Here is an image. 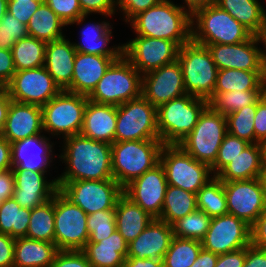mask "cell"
Listing matches in <instances>:
<instances>
[{"mask_svg": "<svg viewBox=\"0 0 266 267\" xmlns=\"http://www.w3.org/2000/svg\"><path fill=\"white\" fill-rule=\"evenodd\" d=\"M15 178L12 169L0 171V204L13 196Z\"/></svg>", "mask_w": 266, "mask_h": 267, "instance_id": "cell-59", "label": "cell"}, {"mask_svg": "<svg viewBox=\"0 0 266 267\" xmlns=\"http://www.w3.org/2000/svg\"><path fill=\"white\" fill-rule=\"evenodd\" d=\"M201 249L200 241L174 236L163 257L164 267H190Z\"/></svg>", "mask_w": 266, "mask_h": 267, "instance_id": "cell-42", "label": "cell"}, {"mask_svg": "<svg viewBox=\"0 0 266 267\" xmlns=\"http://www.w3.org/2000/svg\"><path fill=\"white\" fill-rule=\"evenodd\" d=\"M88 242H100L108 238L116 230L115 209L98 211L88 215Z\"/></svg>", "mask_w": 266, "mask_h": 267, "instance_id": "cell-45", "label": "cell"}, {"mask_svg": "<svg viewBox=\"0 0 266 267\" xmlns=\"http://www.w3.org/2000/svg\"><path fill=\"white\" fill-rule=\"evenodd\" d=\"M12 169L11 144L0 135V171Z\"/></svg>", "mask_w": 266, "mask_h": 267, "instance_id": "cell-60", "label": "cell"}, {"mask_svg": "<svg viewBox=\"0 0 266 267\" xmlns=\"http://www.w3.org/2000/svg\"><path fill=\"white\" fill-rule=\"evenodd\" d=\"M15 72L11 50L0 48V83L6 87Z\"/></svg>", "mask_w": 266, "mask_h": 267, "instance_id": "cell-56", "label": "cell"}, {"mask_svg": "<svg viewBox=\"0 0 266 267\" xmlns=\"http://www.w3.org/2000/svg\"><path fill=\"white\" fill-rule=\"evenodd\" d=\"M8 0H0V20L4 17L7 12Z\"/></svg>", "mask_w": 266, "mask_h": 267, "instance_id": "cell-67", "label": "cell"}, {"mask_svg": "<svg viewBox=\"0 0 266 267\" xmlns=\"http://www.w3.org/2000/svg\"><path fill=\"white\" fill-rule=\"evenodd\" d=\"M253 35L261 36L266 28V12L258 0H215Z\"/></svg>", "mask_w": 266, "mask_h": 267, "instance_id": "cell-33", "label": "cell"}, {"mask_svg": "<svg viewBox=\"0 0 266 267\" xmlns=\"http://www.w3.org/2000/svg\"><path fill=\"white\" fill-rule=\"evenodd\" d=\"M88 96L61 90L42 106L43 130L64 138L80 134Z\"/></svg>", "mask_w": 266, "mask_h": 267, "instance_id": "cell-10", "label": "cell"}, {"mask_svg": "<svg viewBox=\"0 0 266 267\" xmlns=\"http://www.w3.org/2000/svg\"><path fill=\"white\" fill-rule=\"evenodd\" d=\"M59 191L87 215L115 209L123 188L114 180H79L57 184Z\"/></svg>", "mask_w": 266, "mask_h": 267, "instance_id": "cell-12", "label": "cell"}, {"mask_svg": "<svg viewBox=\"0 0 266 267\" xmlns=\"http://www.w3.org/2000/svg\"><path fill=\"white\" fill-rule=\"evenodd\" d=\"M44 2L57 14V16L67 25L81 24L86 19L79 0H44Z\"/></svg>", "mask_w": 266, "mask_h": 267, "instance_id": "cell-48", "label": "cell"}, {"mask_svg": "<svg viewBox=\"0 0 266 267\" xmlns=\"http://www.w3.org/2000/svg\"><path fill=\"white\" fill-rule=\"evenodd\" d=\"M44 0H8L7 11L20 22L28 25L29 19Z\"/></svg>", "mask_w": 266, "mask_h": 267, "instance_id": "cell-49", "label": "cell"}, {"mask_svg": "<svg viewBox=\"0 0 266 267\" xmlns=\"http://www.w3.org/2000/svg\"><path fill=\"white\" fill-rule=\"evenodd\" d=\"M50 267H92L81 250H59Z\"/></svg>", "mask_w": 266, "mask_h": 267, "instance_id": "cell-50", "label": "cell"}, {"mask_svg": "<svg viewBox=\"0 0 266 267\" xmlns=\"http://www.w3.org/2000/svg\"><path fill=\"white\" fill-rule=\"evenodd\" d=\"M162 0H115V5L124 12L125 22H129L140 12L146 11L150 7L160 3Z\"/></svg>", "mask_w": 266, "mask_h": 267, "instance_id": "cell-51", "label": "cell"}, {"mask_svg": "<svg viewBox=\"0 0 266 267\" xmlns=\"http://www.w3.org/2000/svg\"><path fill=\"white\" fill-rule=\"evenodd\" d=\"M261 187L263 188L265 194H266V162L263 163L261 172L259 173L258 177Z\"/></svg>", "mask_w": 266, "mask_h": 267, "instance_id": "cell-65", "label": "cell"}, {"mask_svg": "<svg viewBox=\"0 0 266 267\" xmlns=\"http://www.w3.org/2000/svg\"><path fill=\"white\" fill-rule=\"evenodd\" d=\"M119 58L77 52L71 85L66 91L89 96L110 65Z\"/></svg>", "mask_w": 266, "mask_h": 267, "instance_id": "cell-25", "label": "cell"}, {"mask_svg": "<svg viewBox=\"0 0 266 267\" xmlns=\"http://www.w3.org/2000/svg\"><path fill=\"white\" fill-rule=\"evenodd\" d=\"M6 90L15 102L41 107L61 91L44 66L16 71Z\"/></svg>", "mask_w": 266, "mask_h": 267, "instance_id": "cell-15", "label": "cell"}, {"mask_svg": "<svg viewBox=\"0 0 266 267\" xmlns=\"http://www.w3.org/2000/svg\"><path fill=\"white\" fill-rule=\"evenodd\" d=\"M77 51L65 36L46 44L44 67L61 90L71 85Z\"/></svg>", "mask_w": 266, "mask_h": 267, "instance_id": "cell-27", "label": "cell"}, {"mask_svg": "<svg viewBox=\"0 0 266 267\" xmlns=\"http://www.w3.org/2000/svg\"><path fill=\"white\" fill-rule=\"evenodd\" d=\"M46 44L32 36L17 41L11 49L15 70L44 66Z\"/></svg>", "mask_w": 266, "mask_h": 267, "instance_id": "cell-38", "label": "cell"}, {"mask_svg": "<svg viewBox=\"0 0 266 267\" xmlns=\"http://www.w3.org/2000/svg\"><path fill=\"white\" fill-rule=\"evenodd\" d=\"M88 215L59 190L54 194V243L58 250H82L89 240Z\"/></svg>", "mask_w": 266, "mask_h": 267, "instance_id": "cell-13", "label": "cell"}, {"mask_svg": "<svg viewBox=\"0 0 266 267\" xmlns=\"http://www.w3.org/2000/svg\"><path fill=\"white\" fill-rule=\"evenodd\" d=\"M15 238L0 233V267H14Z\"/></svg>", "mask_w": 266, "mask_h": 267, "instance_id": "cell-55", "label": "cell"}, {"mask_svg": "<svg viewBox=\"0 0 266 267\" xmlns=\"http://www.w3.org/2000/svg\"><path fill=\"white\" fill-rule=\"evenodd\" d=\"M185 94L178 60L142 75V96L156 108Z\"/></svg>", "mask_w": 266, "mask_h": 267, "instance_id": "cell-20", "label": "cell"}, {"mask_svg": "<svg viewBox=\"0 0 266 267\" xmlns=\"http://www.w3.org/2000/svg\"><path fill=\"white\" fill-rule=\"evenodd\" d=\"M210 221L211 217L196 209L172 224L173 235L201 242L209 229Z\"/></svg>", "mask_w": 266, "mask_h": 267, "instance_id": "cell-43", "label": "cell"}, {"mask_svg": "<svg viewBox=\"0 0 266 267\" xmlns=\"http://www.w3.org/2000/svg\"><path fill=\"white\" fill-rule=\"evenodd\" d=\"M6 89V87L0 83V94Z\"/></svg>", "mask_w": 266, "mask_h": 267, "instance_id": "cell-69", "label": "cell"}, {"mask_svg": "<svg viewBox=\"0 0 266 267\" xmlns=\"http://www.w3.org/2000/svg\"><path fill=\"white\" fill-rule=\"evenodd\" d=\"M228 214L252 225L266 206V194L258 178L223 181Z\"/></svg>", "mask_w": 266, "mask_h": 267, "instance_id": "cell-17", "label": "cell"}, {"mask_svg": "<svg viewBox=\"0 0 266 267\" xmlns=\"http://www.w3.org/2000/svg\"><path fill=\"white\" fill-rule=\"evenodd\" d=\"M266 91H231L213 93L208 99V105L224 116L243 107L255 104Z\"/></svg>", "mask_w": 266, "mask_h": 267, "instance_id": "cell-41", "label": "cell"}, {"mask_svg": "<svg viewBox=\"0 0 266 267\" xmlns=\"http://www.w3.org/2000/svg\"><path fill=\"white\" fill-rule=\"evenodd\" d=\"M112 27L109 22L90 23L81 31L82 42L73 43L77 52L94 54L105 57H121L123 55V45L108 48L107 44L112 38Z\"/></svg>", "mask_w": 266, "mask_h": 267, "instance_id": "cell-32", "label": "cell"}, {"mask_svg": "<svg viewBox=\"0 0 266 267\" xmlns=\"http://www.w3.org/2000/svg\"><path fill=\"white\" fill-rule=\"evenodd\" d=\"M256 109L257 102L228 114L226 116L227 133L246 140L248 143H255L254 121Z\"/></svg>", "mask_w": 266, "mask_h": 267, "instance_id": "cell-44", "label": "cell"}, {"mask_svg": "<svg viewBox=\"0 0 266 267\" xmlns=\"http://www.w3.org/2000/svg\"><path fill=\"white\" fill-rule=\"evenodd\" d=\"M227 134L226 116L209 105L200 114L193 130L178 145L197 161L212 166Z\"/></svg>", "mask_w": 266, "mask_h": 267, "instance_id": "cell-8", "label": "cell"}, {"mask_svg": "<svg viewBox=\"0 0 266 267\" xmlns=\"http://www.w3.org/2000/svg\"><path fill=\"white\" fill-rule=\"evenodd\" d=\"M249 144L250 143L246 140L227 133L219 147L215 163L211 166V170L214 174L213 176H216L227 164L231 162V159L238 156Z\"/></svg>", "mask_w": 266, "mask_h": 267, "instance_id": "cell-47", "label": "cell"}, {"mask_svg": "<svg viewBox=\"0 0 266 267\" xmlns=\"http://www.w3.org/2000/svg\"><path fill=\"white\" fill-rule=\"evenodd\" d=\"M196 201L197 209L202 210L211 218L228 214L223 181L216 176L199 189Z\"/></svg>", "mask_w": 266, "mask_h": 267, "instance_id": "cell-39", "label": "cell"}, {"mask_svg": "<svg viewBox=\"0 0 266 267\" xmlns=\"http://www.w3.org/2000/svg\"><path fill=\"white\" fill-rule=\"evenodd\" d=\"M142 95V75L122 55L107 69L88 100L119 106Z\"/></svg>", "mask_w": 266, "mask_h": 267, "instance_id": "cell-6", "label": "cell"}, {"mask_svg": "<svg viewBox=\"0 0 266 267\" xmlns=\"http://www.w3.org/2000/svg\"><path fill=\"white\" fill-rule=\"evenodd\" d=\"M161 140H129L111 144L113 179L124 188L160 163Z\"/></svg>", "mask_w": 266, "mask_h": 267, "instance_id": "cell-3", "label": "cell"}, {"mask_svg": "<svg viewBox=\"0 0 266 267\" xmlns=\"http://www.w3.org/2000/svg\"><path fill=\"white\" fill-rule=\"evenodd\" d=\"M262 145H263L264 162H266V141Z\"/></svg>", "mask_w": 266, "mask_h": 267, "instance_id": "cell-68", "label": "cell"}, {"mask_svg": "<svg viewBox=\"0 0 266 267\" xmlns=\"http://www.w3.org/2000/svg\"><path fill=\"white\" fill-rule=\"evenodd\" d=\"M208 100L185 94L157 108V129L164 145H178L193 130Z\"/></svg>", "mask_w": 266, "mask_h": 267, "instance_id": "cell-4", "label": "cell"}, {"mask_svg": "<svg viewBox=\"0 0 266 267\" xmlns=\"http://www.w3.org/2000/svg\"><path fill=\"white\" fill-rule=\"evenodd\" d=\"M255 143L263 144L266 141V92L257 101L254 121Z\"/></svg>", "mask_w": 266, "mask_h": 267, "instance_id": "cell-53", "label": "cell"}, {"mask_svg": "<svg viewBox=\"0 0 266 267\" xmlns=\"http://www.w3.org/2000/svg\"><path fill=\"white\" fill-rule=\"evenodd\" d=\"M129 22L137 36L168 39L180 47L192 40V15L171 0H162Z\"/></svg>", "mask_w": 266, "mask_h": 267, "instance_id": "cell-2", "label": "cell"}, {"mask_svg": "<svg viewBox=\"0 0 266 267\" xmlns=\"http://www.w3.org/2000/svg\"><path fill=\"white\" fill-rule=\"evenodd\" d=\"M177 60L186 93L208 100L214 93L218 68L207 46L191 40L180 47Z\"/></svg>", "mask_w": 266, "mask_h": 267, "instance_id": "cell-7", "label": "cell"}, {"mask_svg": "<svg viewBox=\"0 0 266 267\" xmlns=\"http://www.w3.org/2000/svg\"><path fill=\"white\" fill-rule=\"evenodd\" d=\"M250 225L234 215L212 217L202 248L220 255L251 244Z\"/></svg>", "mask_w": 266, "mask_h": 267, "instance_id": "cell-16", "label": "cell"}, {"mask_svg": "<svg viewBox=\"0 0 266 267\" xmlns=\"http://www.w3.org/2000/svg\"><path fill=\"white\" fill-rule=\"evenodd\" d=\"M251 245L266 249V206L257 220L250 227Z\"/></svg>", "mask_w": 266, "mask_h": 267, "instance_id": "cell-54", "label": "cell"}, {"mask_svg": "<svg viewBox=\"0 0 266 267\" xmlns=\"http://www.w3.org/2000/svg\"><path fill=\"white\" fill-rule=\"evenodd\" d=\"M263 163V145L261 143H250L238 156L231 159V162L216 177L221 181H240L258 178Z\"/></svg>", "mask_w": 266, "mask_h": 267, "instance_id": "cell-29", "label": "cell"}, {"mask_svg": "<svg viewBox=\"0 0 266 267\" xmlns=\"http://www.w3.org/2000/svg\"><path fill=\"white\" fill-rule=\"evenodd\" d=\"M92 267H123L128 243L117 229L100 242H87L81 250Z\"/></svg>", "mask_w": 266, "mask_h": 267, "instance_id": "cell-28", "label": "cell"}, {"mask_svg": "<svg viewBox=\"0 0 266 267\" xmlns=\"http://www.w3.org/2000/svg\"><path fill=\"white\" fill-rule=\"evenodd\" d=\"M246 247L218 255L215 267H243Z\"/></svg>", "mask_w": 266, "mask_h": 267, "instance_id": "cell-57", "label": "cell"}, {"mask_svg": "<svg viewBox=\"0 0 266 267\" xmlns=\"http://www.w3.org/2000/svg\"><path fill=\"white\" fill-rule=\"evenodd\" d=\"M186 3L185 9L193 15L198 9L204 8L215 3V0H184ZM188 8V9H187Z\"/></svg>", "mask_w": 266, "mask_h": 267, "instance_id": "cell-64", "label": "cell"}, {"mask_svg": "<svg viewBox=\"0 0 266 267\" xmlns=\"http://www.w3.org/2000/svg\"><path fill=\"white\" fill-rule=\"evenodd\" d=\"M43 132L42 108L11 101L1 135L11 144Z\"/></svg>", "mask_w": 266, "mask_h": 267, "instance_id": "cell-24", "label": "cell"}, {"mask_svg": "<svg viewBox=\"0 0 266 267\" xmlns=\"http://www.w3.org/2000/svg\"><path fill=\"white\" fill-rule=\"evenodd\" d=\"M217 258V254L202 248L197 259L190 267H215Z\"/></svg>", "mask_w": 266, "mask_h": 267, "instance_id": "cell-61", "label": "cell"}, {"mask_svg": "<svg viewBox=\"0 0 266 267\" xmlns=\"http://www.w3.org/2000/svg\"><path fill=\"white\" fill-rule=\"evenodd\" d=\"M196 209V194L179 187L168 185L162 206V213L158 219L172 225L178 219L183 218Z\"/></svg>", "mask_w": 266, "mask_h": 267, "instance_id": "cell-36", "label": "cell"}, {"mask_svg": "<svg viewBox=\"0 0 266 267\" xmlns=\"http://www.w3.org/2000/svg\"><path fill=\"white\" fill-rule=\"evenodd\" d=\"M173 237L172 225L153 218L147 227L128 244L127 257L163 260Z\"/></svg>", "mask_w": 266, "mask_h": 267, "instance_id": "cell-22", "label": "cell"}, {"mask_svg": "<svg viewBox=\"0 0 266 267\" xmlns=\"http://www.w3.org/2000/svg\"><path fill=\"white\" fill-rule=\"evenodd\" d=\"M261 39H262L263 45H265L264 47L266 48V28L264 29L261 35ZM263 58H264V72L266 76V49L263 50Z\"/></svg>", "mask_w": 266, "mask_h": 267, "instance_id": "cell-66", "label": "cell"}, {"mask_svg": "<svg viewBox=\"0 0 266 267\" xmlns=\"http://www.w3.org/2000/svg\"><path fill=\"white\" fill-rule=\"evenodd\" d=\"M160 163L164 168L168 185L194 194L213 178L210 176L213 174L210 166L197 161L179 145H163Z\"/></svg>", "mask_w": 266, "mask_h": 267, "instance_id": "cell-9", "label": "cell"}, {"mask_svg": "<svg viewBox=\"0 0 266 267\" xmlns=\"http://www.w3.org/2000/svg\"><path fill=\"white\" fill-rule=\"evenodd\" d=\"M117 126V106L88 100L80 134L84 137L113 144Z\"/></svg>", "mask_w": 266, "mask_h": 267, "instance_id": "cell-26", "label": "cell"}, {"mask_svg": "<svg viewBox=\"0 0 266 267\" xmlns=\"http://www.w3.org/2000/svg\"><path fill=\"white\" fill-rule=\"evenodd\" d=\"M258 43H263L261 36L252 35L248 40L237 44L204 46H207L218 70L264 71L263 51L258 48Z\"/></svg>", "mask_w": 266, "mask_h": 267, "instance_id": "cell-19", "label": "cell"}, {"mask_svg": "<svg viewBox=\"0 0 266 267\" xmlns=\"http://www.w3.org/2000/svg\"><path fill=\"white\" fill-rule=\"evenodd\" d=\"M12 99L10 98L7 90L5 89L0 94V135L5 127L7 113Z\"/></svg>", "mask_w": 266, "mask_h": 267, "instance_id": "cell-63", "label": "cell"}, {"mask_svg": "<svg viewBox=\"0 0 266 267\" xmlns=\"http://www.w3.org/2000/svg\"><path fill=\"white\" fill-rule=\"evenodd\" d=\"M243 267H266V249L247 246Z\"/></svg>", "mask_w": 266, "mask_h": 267, "instance_id": "cell-58", "label": "cell"}, {"mask_svg": "<svg viewBox=\"0 0 266 267\" xmlns=\"http://www.w3.org/2000/svg\"><path fill=\"white\" fill-rule=\"evenodd\" d=\"M64 26L66 24L43 1L29 19L27 28L29 36L49 43L64 37L61 29Z\"/></svg>", "mask_w": 266, "mask_h": 267, "instance_id": "cell-35", "label": "cell"}, {"mask_svg": "<svg viewBox=\"0 0 266 267\" xmlns=\"http://www.w3.org/2000/svg\"><path fill=\"white\" fill-rule=\"evenodd\" d=\"M123 267H164L163 260L137 259L126 257Z\"/></svg>", "mask_w": 266, "mask_h": 267, "instance_id": "cell-62", "label": "cell"}, {"mask_svg": "<svg viewBox=\"0 0 266 267\" xmlns=\"http://www.w3.org/2000/svg\"><path fill=\"white\" fill-rule=\"evenodd\" d=\"M231 91H266L265 72L238 69L218 70L214 93Z\"/></svg>", "mask_w": 266, "mask_h": 267, "instance_id": "cell-34", "label": "cell"}, {"mask_svg": "<svg viewBox=\"0 0 266 267\" xmlns=\"http://www.w3.org/2000/svg\"><path fill=\"white\" fill-rule=\"evenodd\" d=\"M116 229L129 244L152 221L153 217L124 194L118 199L116 208Z\"/></svg>", "mask_w": 266, "mask_h": 267, "instance_id": "cell-31", "label": "cell"}, {"mask_svg": "<svg viewBox=\"0 0 266 267\" xmlns=\"http://www.w3.org/2000/svg\"><path fill=\"white\" fill-rule=\"evenodd\" d=\"M15 178L13 198L24 208L33 209L53 198L59 190L57 179L45 180V173L26 169H12Z\"/></svg>", "mask_w": 266, "mask_h": 267, "instance_id": "cell-21", "label": "cell"}, {"mask_svg": "<svg viewBox=\"0 0 266 267\" xmlns=\"http://www.w3.org/2000/svg\"><path fill=\"white\" fill-rule=\"evenodd\" d=\"M160 140L157 108L142 95L117 106L115 141Z\"/></svg>", "mask_w": 266, "mask_h": 267, "instance_id": "cell-11", "label": "cell"}, {"mask_svg": "<svg viewBox=\"0 0 266 267\" xmlns=\"http://www.w3.org/2000/svg\"><path fill=\"white\" fill-rule=\"evenodd\" d=\"M26 237L54 243V196L31 210Z\"/></svg>", "mask_w": 266, "mask_h": 267, "instance_id": "cell-40", "label": "cell"}, {"mask_svg": "<svg viewBox=\"0 0 266 267\" xmlns=\"http://www.w3.org/2000/svg\"><path fill=\"white\" fill-rule=\"evenodd\" d=\"M58 251L55 243L27 237L16 238L14 267H50Z\"/></svg>", "mask_w": 266, "mask_h": 267, "instance_id": "cell-30", "label": "cell"}, {"mask_svg": "<svg viewBox=\"0 0 266 267\" xmlns=\"http://www.w3.org/2000/svg\"><path fill=\"white\" fill-rule=\"evenodd\" d=\"M52 145L49 139L41 134L11 143L12 169L46 173L53 158Z\"/></svg>", "mask_w": 266, "mask_h": 267, "instance_id": "cell-23", "label": "cell"}, {"mask_svg": "<svg viewBox=\"0 0 266 267\" xmlns=\"http://www.w3.org/2000/svg\"><path fill=\"white\" fill-rule=\"evenodd\" d=\"M252 35L247 28L215 3L198 9L192 15V40L198 44L231 45L244 42Z\"/></svg>", "mask_w": 266, "mask_h": 267, "instance_id": "cell-5", "label": "cell"}, {"mask_svg": "<svg viewBox=\"0 0 266 267\" xmlns=\"http://www.w3.org/2000/svg\"><path fill=\"white\" fill-rule=\"evenodd\" d=\"M79 3L84 15L101 13L104 16H112L116 12L115 0H79Z\"/></svg>", "mask_w": 266, "mask_h": 267, "instance_id": "cell-52", "label": "cell"}, {"mask_svg": "<svg viewBox=\"0 0 266 267\" xmlns=\"http://www.w3.org/2000/svg\"><path fill=\"white\" fill-rule=\"evenodd\" d=\"M31 209L21 207L13 197L0 204V233L12 238L26 237Z\"/></svg>", "mask_w": 266, "mask_h": 267, "instance_id": "cell-37", "label": "cell"}, {"mask_svg": "<svg viewBox=\"0 0 266 267\" xmlns=\"http://www.w3.org/2000/svg\"><path fill=\"white\" fill-rule=\"evenodd\" d=\"M62 158L66 171L57 177V184L79 180L113 179L111 144L96 141L81 134L64 138Z\"/></svg>", "mask_w": 266, "mask_h": 267, "instance_id": "cell-1", "label": "cell"}, {"mask_svg": "<svg viewBox=\"0 0 266 267\" xmlns=\"http://www.w3.org/2000/svg\"><path fill=\"white\" fill-rule=\"evenodd\" d=\"M122 45L123 56L141 75L177 61L180 49L174 41L144 36Z\"/></svg>", "mask_w": 266, "mask_h": 267, "instance_id": "cell-14", "label": "cell"}, {"mask_svg": "<svg viewBox=\"0 0 266 267\" xmlns=\"http://www.w3.org/2000/svg\"><path fill=\"white\" fill-rule=\"evenodd\" d=\"M168 182L161 163L123 188V194L153 218H159Z\"/></svg>", "mask_w": 266, "mask_h": 267, "instance_id": "cell-18", "label": "cell"}, {"mask_svg": "<svg viewBox=\"0 0 266 267\" xmlns=\"http://www.w3.org/2000/svg\"><path fill=\"white\" fill-rule=\"evenodd\" d=\"M27 36V25L7 11L0 20V48L11 50L17 41Z\"/></svg>", "mask_w": 266, "mask_h": 267, "instance_id": "cell-46", "label": "cell"}]
</instances>
